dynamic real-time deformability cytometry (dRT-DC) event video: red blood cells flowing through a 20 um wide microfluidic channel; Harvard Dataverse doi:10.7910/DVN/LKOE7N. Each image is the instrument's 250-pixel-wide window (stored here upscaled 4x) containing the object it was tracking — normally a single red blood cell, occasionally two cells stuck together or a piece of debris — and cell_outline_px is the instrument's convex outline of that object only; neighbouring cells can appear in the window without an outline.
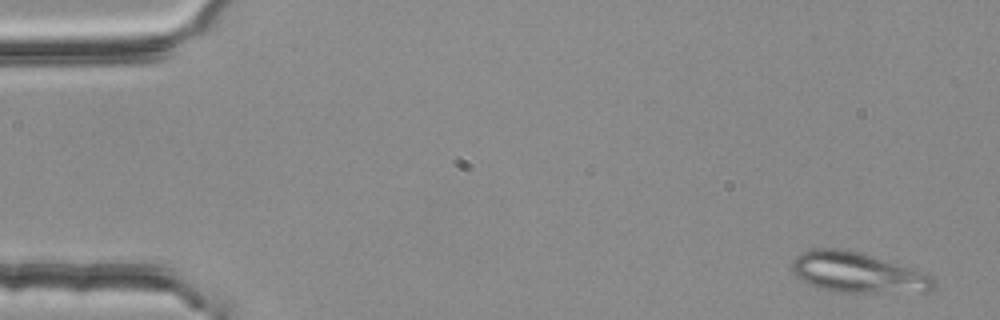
{"species": "common noctule bat (a hibernating species)", "species_latin": "Nyctalus noctula", "temperature_condition": "room temperature", "stored_images_in_passage": 3, "camera_frame_rate_fps": 3000, "um_per_image_px": 0.085, "animal": {"sex": "female", "body_mass_g": 25.1}, "frame": {"image": 1, "passage_image": 1, "time_ms": 0.0, "image_size_px": [1000, 320], "cell_outline_px": [[936, 288], [928, 292], [832, 292], [820, 288], [800, 280], [796, 276], [792, 268], [792, 260], [800, 252], [812, 248], [840, 248], [860, 252], [932, 276], [936, 280]], "centroid_in_image_um": [72.86, 23.18], "position_along_channel_um": 12.1, "area_um2": 33.23}}